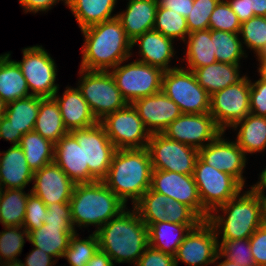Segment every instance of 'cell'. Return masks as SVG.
Returning a JSON list of instances; mask_svg holds the SVG:
<instances>
[{
  "mask_svg": "<svg viewBox=\"0 0 266 266\" xmlns=\"http://www.w3.org/2000/svg\"><path fill=\"white\" fill-rule=\"evenodd\" d=\"M80 68L92 71H110L132 54V41L127 37L117 18L97 23L82 30Z\"/></svg>",
  "mask_w": 266,
  "mask_h": 266,
  "instance_id": "obj_1",
  "label": "cell"
},
{
  "mask_svg": "<svg viewBox=\"0 0 266 266\" xmlns=\"http://www.w3.org/2000/svg\"><path fill=\"white\" fill-rule=\"evenodd\" d=\"M132 211V212H131ZM124 209L109 220L95 234L99 249L105 252L114 263H130L134 266L149 246L148 227L138 212Z\"/></svg>",
  "mask_w": 266,
  "mask_h": 266,
  "instance_id": "obj_2",
  "label": "cell"
},
{
  "mask_svg": "<svg viewBox=\"0 0 266 266\" xmlns=\"http://www.w3.org/2000/svg\"><path fill=\"white\" fill-rule=\"evenodd\" d=\"M152 164L147 148L117 149L102 180L125 204L134 205L151 188Z\"/></svg>",
  "mask_w": 266,
  "mask_h": 266,
  "instance_id": "obj_3",
  "label": "cell"
},
{
  "mask_svg": "<svg viewBox=\"0 0 266 266\" xmlns=\"http://www.w3.org/2000/svg\"><path fill=\"white\" fill-rule=\"evenodd\" d=\"M69 203L76 232L77 227L82 229L89 225H94L98 230L127 208V204L103 181L75 184Z\"/></svg>",
  "mask_w": 266,
  "mask_h": 266,
  "instance_id": "obj_4",
  "label": "cell"
},
{
  "mask_svg": "<svg viewBox=\"0 0 266 266\" xmlns=\"http://www.w3.org/2000/svg\"><path fill=\"white\" fill-rule=\"evenodd\" d=\"M217 207L208 218L219 239H247L262 226L259 197L250 188ZM222 211L223 215L219 214Z\"/></svg>",
  "mask_w": 266,
  "mask_h": 266,
  "instance_id": "obj_5",
  "label": "cell"
},
{
  "mask_svg": "<svg viewBox=\"0 0 266 266\" xmlns=\"http://www.w3.org/2000/svg\"><path fill=\"white\" fill-rule=\"evenodd\" d=\"M79 74L81 76L77 87L98 122L129 104L122 96L110 71L80 68Z\"/></svg>",
  "mask_w": 266,
  "mask_h": 266,
  "instance_id": "obj_6",
  "label": "cell"
},
{
  "mask_svg": "<svg viewBox=\"0 0 266 266\" xmlns=\"http://www.w3.org/2000/svg\"><path fill=\"white\" fill-rule=\"evenodd\" d=\"M162 91L173 100L182 113L202 114L210 110V95L197 82L194 73L175 66L164 71Z\"/></svg>",
  "mask_w": 266,
  "mask_h": 266,
  "instance_id": "obj_7",
  "label": "cell"
},
{
  "mask_svg": "<svg viewBox=\"0 0 266 266\" xmlns=\"http://www.w3.org/2000/svg\"><path fill=\"white\" fill-rule=\"evenodd\" d=\"M193 177L202 207L209 214L244 190L236 178L208 165L200 157L196 161Z\"/></svg>",
  "mask_w": 266,
  "mask_h": 266,
  "instance_id": "obj_8",
  "label": "cell"
},
{
  "mask_svg": "<svg viewBox=\"0 0 266 266\" xmlns=\"http://www.w3.org/2000/svg\"><path fill=\"white\" fill-rule=\"evenodd\" d=\"M124 62H120L111 69L110 73L122 96L129 104L162 90L164 74L162 69L137 60L123 65Z\"/></svg>",
  "mask_w": 266,
  "mask_h": 266,
  "instance_id": "obj_9",
  "label": "cell"
},
{
  "mask_svg": "<svg viewBox=\"0 0 266 266\" xmlns=\"http://www.w3.org/2000/svg\"><path fill=\"white\" fill-rule=\"evenodd\" d=\"M22 61H16L27 81L30 95L53 98L59 90L56 84L57 66L51 55L42 45L22 49Z\"/></svg>",
  "mask_w": 266,
  "mask_h": 266,
  "instance_id": "obj_10",
  "label": "cell"
},
{
  "mask_svg": "<svg viewBox=\"0 0 266 266\" xmlns=\"http://www.w3.org/2000/svg\"><path fill=\"white\" fill-rule=\"evenodd\" d=\"M146 148L152 169L193 175L198 149L171 140L162 133L151 134Z\"/></svg>",
  "mask_w": 266,
  "mask_h": 266,
  "instance_id": "obj_11",
  "label": "cell"
},
{
  "mask_svg": "<svg viewBox=\"0 0 266 266\" xmlns=\"http://www.w3.org/2000/svg\"><path fill=\"white\" fill-rule=\"evenodd\" d=\"M99 123L116 149L147 147L151 134L132 104L108 114Z\"/></svg>",
  "mask_w": 266,
  "mask_h": 266,
  "instance_id": "obj_12",
  "label": "cell"
},
{
  "mask_svg": "<svg viewBox=\"0 0 266 266\" xmlns=\"http://www.w3.org/2000/svg\"><path fill=\"white\" fill-rule=\"evenodd\" d=\"M215 124L225 132L250 113V78L246 77L210 96V110Z\"/></svg>",
  "mask_w": 266,
  "mask_h": 266,
  "instance_id": "obj_13",
  "label": "cell"
},
{
  "mask_svg": "<svg viewBox=\"0 0 266 266\" xmlns=\"http://www.w3.org/2000/svg\"><path fill=\"white\" fill-rule=\"evenodd\" d=\"M148 227L156 222L199 224L202 219L187 205L149 188L133 205Z\"/></svg>",
  "mask_w": 266,
  "mask_h": 266,
  "instance_id": "obj_14",
  "label": "cell"
},
{
  "mask_svg": "<svg viewBox=\"0 0 266 266\" xmlns=\"http://www.w3.org/2000/svg\"><path fill=\"white\" fill-rule=\"evenodd\" d=\"M70 133L84 149L85 166H89V183L102 181L117 150L104 127L98 122L92 127L75 129Z\"/></svg>",
  "mask_w": 266,
  "mask_h": 266,
  "instance_id": "obj_15",
  "label": "cell"
},
{
  "mask_svg": "<svg viewBox=\"0 0 266 266\" xmlns=\"http://www.w3.org/2000/svg\"><path fill=\"white\" fill-rule=\"evenodd\" d=\"M218 253L216 231L208 220H202L187 233L178 247L174 255L175 265L181 261L188 266H208Z\"/></svg>",
  "mask_w": 266,
  "mask_h": 266,
  "instance_id": "obj_16",
  "label": "cell"
},
{
  "mask_svg": "<svg viewBox=\"0 0 266 266\" xmlns=\"http://www.w3.org/2000/svg\"><path fill=\"white\" fill-rule=\"evenodd\" d=\"M151 189L190 207L202 220L209 213L202 207L193 175L153 169Z\"/></svg>",
  "mask_w": 266,
  "mask_h": 266,
  "instance_id": "obj_17",
  "label": "cell"
},
{
  "mask_svg": "<svg viewBox=\"0 0 266 266\" xmlns=\"http://www.w3.org/2000/svg\"><path fill=\"white\" fill-rule=\"evenodd\" d=\"M221 132L208 112L202 114L182 113L162 134L171 140L199 150L212 142Z\"/></svg>",
  "mask_w": 266,
  "mask_h": 266,
  "instance_id": "obj_18",
  "label": "cell"
},
{
  "mask_svg": "<svg viewBox=\"0 0 266 266\" xmlns=\"http://www.w3.org/2000/svg\"><path fill=\"white\" fill-rule=\"evenodd\" d=\"M224 134L225 132H221L212 142L200 148L199 157L215 169L230 174L246 187L243 172L247 156L236 141L225 139Z\"/></svg>",
  "mask_w": 266,
  "mask_h": 266,
  "instance_id": "obj_19",
  "label": "cell"
},
{
  "mask_svg": "<svg viewBox=\"0 0 266 266\" xmlns=\"http://www.w3.org/2000/svg\"><path fill=\"white\" fill-rule=\"evenodd\" d=\"M75 183L53 161L34 172L31 192L45 204L69 203Z\"/></svg>",
  "mask_w": 266,
  "mask_h": 266,
  "instance_id": "obj_20",
  "label": "cell"
},
{
  "mask_svg": "<svg viewBox=\"0 0 266 266\" xmlns=\"http://www.w3.org/2000/svg\"><path fill=\"white\" fill-rule=\"evenodd\" d=\"M144 126L150 132L162 133L182 112L162 90L132 103Z\"/></svg>",
  "mask_w": 266,
  "mask_h": 266,
  "instance_id": "obj_21",
  "label": "cell"
},
{
  "mask_svg": "<svg viewBox=\"0 0 266 266\" xmlns=\"http://www.w3.org/2000/svg\"><path fill=\"white\" fill-rule=\"evenodd\" d=\"M54 162L75 183H89V166H85L84 149L69 132L54 144Z\"/></svg>",
  "mask_w": 266,
  "mask_h": 266,
  "instance_id": "obj_22",
  "label": "cell"
},
{
  "mask_svg": "<svg viewBox=\"0 0 266 266\" xmlns=\"http://www.w3.org/2000/svg\"><path fill=\"white\" fill-rule=\"evenodd\" d=\"M58 92L59 90L53 98L59 105L64 125L69 132L89 128L98 123L78 87H66L62 97Z\"/></svg>",
  "mask_w": 266,
  "mask_h": 266,
  "instance_id": "obj_23",
  "label": "cell"
},
{
  "mask_svg": "<svg viewBox=\"0 0 266 266\" xmlns=\"http://www.w3.org/2000/svg\"><path fill=\"white\" fill-rule=\"evenodd\" d=\"M174 40L165 37L162 33L152 29L138 36L132 41V47L139 46V62L158 67L163 71L173 69L170 67L171 58L175 56Z\"/></svg>",
  "mask_w": 266,
  "mask_h": 266,
  "instance_id": "obj_24",
  "label": "cell"
},
{
  "mask_svg": "<svg viewBox=\"0 0 266 266\" xmlns=\"http://www.w3.org/2000/svg\"><path fill=\"white\" fill-rule=\"evenodd\" d=\"M33 176L19 145L0 151V189H25L33 181Z\"/></svg>",
  "mask_w": 266,
  "mask_h": 266,
  "instance_id": "obj_25",
  "label": "cell"
},
{
  "mask_svg": "<svg viewBox=\"0 0 266 266\" xmlns=\"http://www.w3.org/2000/svg\"><path fill=\"white\" fill-rule=\"evenodd\" d=\"M126 10L117 14L127 37L134 41L138 36L152 30L158 7L157 0H128Z\"/></svg>",
  "mask_w": 266,
  "mask_h": 266,
  "instance_id": "obj_26",
  "label": "cell"
},
{
  "mask_svg": "<svg viewBox=\"0 0 266 266\" xmlns=\"http://www.w3.org/2000/svg\"><path fill=\"white\" fill-rule=\"evenodd\" d=\"M76 231L73 224H47L29 233V242L58 261L69 246L70 238Z\"/></svg>",
  "mask_w": 266,
  "mask_h": 266,
  "instance_id": "obj_27",
  "label": "cell"
},
{
  "mask_svg": "<svg viewBox=\"0 0 266 266\" xmlns=\"http://www.w3.org/2000/svg\"><path fill=\"white\" fill-rule=\"evenodd\" d=\"M240 66V64L215 62L205 67L196 68L192 72L197 82L211 96L228 86L238 84L246 77V75L241 76Z\"/></svg>",
  "mask_w": 266,
  "mask_h": 266,
  "instance_id": "obj_28",
  "label": "cell"
},
{
  "mask_svg": "<svg viewBox=\"0 0 266 266\" xmlns=\"http://www.w3.org/2000/svg\"><path fill=\"white\" fill-rule=\"evenodd\" d=\"M11 53L0 55V98L9 104L30 95L27 81Z\"/></svg>",
  "mask_w": 266,
  "mask_h": 266,
  "instance_id": "obj_29",
  "label": "cell"
},
{
  "mask_svg": "<svg viewBox=\"0 0 266 266\" xmlns=\"http://www.w3.org/2000/svg\"><path fill=\"white\" fill-rule=\"evenodd\" d=\"M117 0H66V6L71 10L80 30L91 25L116 18L112 14Z\"/></svg>",
  "mask_w": 266,
  "mask_h": 266,
  "instance_id": "obj_30",
  "label": "cell"
},
{
  "mask_svg": "<svg viewBox=\"0 0 266 266\" xmlns=\"http://www.w3.org/2000/svg\"><path fill=\"white\" fill-rule=\"evenodd\" d=\"M198 224L156 222L148 226L149 245L161 252L175 255L187 233Z\"/></svg>",
  "mask_w": 266,
  "mask_h": 266,
  "instance_id": "obj_31",
  "label": "cell"
},
{
  "mask_svg": "<svg viewBox=\"0 0 266 266\" xmlns=\"http://www.w3.org/2000/svg\"><path fill=\"white\" fill-rule=\"evenodd\" d=\"M231 129L238 130L235 141L245 155L263 152L266 149V117L249 113Z\"/></svg>",
  "mask_w": 266,
  "mask_h": 266,
  "instance_id": "obj_32",
  "label": "cell"
},
{
  "mask_svg": "<svg viewBox=\"0 0 266 266\" xmlns=\"http://www.w3.org/2000/svg\"><path fill=\"white\" fill-rule=\"evenodd\" d=\"M34 131L53 144L69 133L64 125L59 105L54 98H43L40 101Z\"/></svg>",
  "mask_w": 266,
  "mask_h": 266,
  "instance_id": "obj_33",
  "label": "cell"
},
{
  "mask_svg": "<svg viewBox=\"0 0 266 266\" xmlns=\"http://www.w3.org/2000/svg\"><path fill=\"white\" fill-rule=\"evenodd\" d=\"M184 43L187 44L186 58H183L182 61L186 60L187 69L193 71L196 68L217 62L211 40V29L189 33Z\"/></svg>",
  "mask_w": 266,
  "mask_h": 266,
  "instance_id": "obj_34",
  "label": "cell"
},
{
  "mask_svg": "<svg viewBox=\"0 0 266 266\" xmlns=\"http://www.w3.org/2000/svg\"><path fill=\"white\" fill-rule=\"evenodd\" d=\"M18 145L33 172L54 161V144L34 130L24 134Z\"/></svg>",
  "mask_w": 266,
  "mask_h": 266,
  "instance_id": "obj_35",
  "label": "cell"
},
{
  "mask_svg": "<svg viewBox=\"0 0 266 266\" xmlns=\"http://www.w3.org/2000/svg\"><path fill=\"white\" fill-rule=\"evenodd\" d=\"M42 97L28 96L7 104L5 117L23 135L33 131Z\"/></svg>",
  "mask_w": 266,
  "mask_h": 266,
  "instance_id": "obj_36",
  "label": "cell"
},
{
  "mask_svg": "<svg viewBox=\"0 0 266 266\" xmlns=\"http://www.w3.org/2000/svg\"><path fill=\"white\" fill-rule=\"evenodd\" d=\"M24 189H0V223L4 226H23L29 196Z\"/></svg>",
  "mask_w": 266,
  "mask_h": 266,
  "instance_id": "obj_37",
  "label": "cell"
},
{
  "mask_svg": "<svg viewBox=\"0 0 266 266\" xmlns=\"http://www.w3.org/2000/svg\"><path fill=\"white\" fill-rule=\"evenodd\" d=\"M211 40L217 62L241 64L240 60L248 56L239 33L211 30Z\"/></svg>",
  "mask_w": 266,
  "mask_h": 266,
  "instance_id": "obj_38",
  "label": "cell"
},
{
  "mask_svg": "<svg viewBox=\"0 0 266 266\" xmlns=\"http://www.w3.org/2000/svg\"><path fill=\"white\" fill-rule=\"evenodd\" d=\"M98 249V238L95 232L87 239L79 238V233L75 232L62 258H65L70 266H86Z\"/></svg>",
  "mask_w": 266,
  "mask_h": 266,
  "instance_id": "obj_39",
  "label": "cell"
},
{
  "mask_svg": "<svg viewBox=\"0 0 266 266\" xmlns=\"http://www.w3.org/2000/svg\"><path fill=\"white\" fill-rule=\"evenodd\" d=\"M154 30L171 39H180L183 42L189 34L187 20L184 16L172 10L157 7Z\"/></svg>",
  "mask_w": 266,
  "mask_h": 266,
  "instance_id": "obj_40",
  "label": "cell"
},
{
  "mask_svg": "<svg viewBox=\"0 0 266 266\" xmlns=\"http://www.w3.org/2000/svg\"><path fill=\"white\" fill-rule=\"evenodd\" d=\"M3 230L0 232L1 262L20 260L17 257L20 256L23 250L25 244L24 238L29 241L28 231L23 226H4Z\"/></svg>",
  "mask_w": 266,
  "mask_h": 266,
  "instance_id": "obj_41",
  "label": "cell"
},
{
  "mask_svg": "<svg viewBox=\"0 0 266 266\" xmlns=\"http://www.w3.org/2000/svg\"><path fill=\"white\" fill-rule=\"evenodd\" d=\"M242 45L254 51L257 58L266 53V17L255 16L241 23Z\"/></svg>",
  "mask_w": 266,
  "mask_h": 266,
  "instance_id": "obj_42",
  "label": "cell"
},
{
  "mask_svg": "<svg viewBox=\"0 0 266 266\" xmlns=\"http://www.w3.org/2000/svg\"><path fill=\"white\" fill-rule=\"evenodd\" d=\"M221 240V242H220ZM218 239L219 254L222 258L241 266H255L249 238L247 239Z\"/></svg>",
  "mask_w": 266,
  "mask_h": 266,
  "instance_id": "obj_43",
  "label": "cell"
},
{
  "mask_svg": "<svg viewBox=\"0 0 266 266\" xmlns=\"http://www.w3.org/2000/svg\"><path fill=\"white\" fill-rule=\"evenodd\" d=\"M209 29L240 33L241 22L226 0H220L209 19Z\"/></svg>",
  "mask_w": 266,
  "mask_h": 266,
  "instance_id": "obj_44",
  "label": "cell"
},
{
  "mask_svg": "<svg viewBox=\"0 0 266 266\" xmlns=\"http://www.w3.org/2000/svg\"><path fill=\"white\" fill-rule=\"evenodd\" d=\"M220 0H194L190 14L186 16L189 33L209 29V19Z\"/></svg>",
  "mask_w": 266,
  "mask_h": 266,
  "instance_id": "obj_45",
  "label": "cell"
},
{
  "mask_svg": "<svg viewBox=\"0 0 266 266\" xmlns=\"http://www.w3.org/2000/svg\"><path fill=\"white\" fill-rule=\"evenodd\" d=\"M47 206L46 204L31 190L27 199L26 213L23 222V227L30 233L33 230L39 229L46 219Z\"/></svg>",
  "mask_w": 266,
  "mask_h": 266,
  "instance_id": "obj_46",
  "label": "cell"
},
{
  "mask_svg": "<svg viewBox=\"0 0 266 266\" xmlns=\"http://www.w3.org/2000/svg\"><path fill=\"white\" fill-rule=\"evenodd\" d=\"M242 23L255 16L266 17V0H226Z\"/></svg>",
  "mask_w": 266,
  "mask_h": 266,
  "instance_id": "obj_47",
  "label": "cell"
},
{
  "mask_svg": "<svg viewBox=\"0 0 266 266\" xmlns=\"http://www.w3.org/2000/svg\"><path fill=\"white\" fill-rule=\"evenodd\" d=\"M250 113L266 117V79L250 80Z\"/></svg>",
  "mask_w": 266,
  "mask_h": 266,
  "instance_id": "obj_48",
  "label": "cell"
},
{
  "mask_svg": "<svg viewBox=\"0 0 266 266\" xmlns=\"http://www.w3.org/2000/svg\"><path fill=\"white\" fill-rule=\"evenodd\" d=\"M135 266H176L174 256L150 245L144 250Z\"/></svg>",
  "mask_w": 266,
  "mask_h": 266,
  "instance_id": "obj_49",
  "label": "cell"
},
{
  "mask_svg": "<svg viewBox=\"0 0 266 266\" xmlns=\"http://www.w3.org/2000/svg\"><path fill=\"white\" fill-rule=\"evenodd\" d=\"M255 266H266V227L260 226L249 238Z\"/></svg>",
  "mask_w": 266,
  "mask_h": 266,
  "instance_id": "obj_50",
  "label": "cell"
},
{
  "mask_svg": "<svg viewBox=\"0 0 266 266\" xmlns=\"http://www.w3.org/2000/svg\"><path fill=\"white\" fill-rule=\"evenodd\" d=\"M44 223L73 224L70 203H53L47 205V215Z\"/></svg>",
  "mask_w": 266,
  "mask_h": 266,
  "instance_id": "obj_51",
  "label": "cell"
},
{
  "mask_svg": "<svg viewBox=\"0 0 266 266\" xmlns=\"http://www.w3.org/2000/svg\"><path fill=\"white\" fill-rule=\"evenodd\" d=\"M53 258L54 257L37 247H33L28 256L26 255L25 262L22 263L24 266H53L57 263V260Z\"/></svg>",
  "mask_w": 266,
  "mask_h": 266,
  "instance_id": "obj_52",
  "label": "cell"
},
{
  "mask_svg": "<svg viewBox=\"0 0 266 266\" xmlns=\"http://www.w3.org/2000/svg\"><path fill=\"white\" fill-rule=\"evenodd\" d=\"M59 1H63L64 5H66V0H19V4L25 13L31 12L36 14L41 11H49Z\"/></svg>",
  "mask_w": 266,
  "mask_h": 266,
  "instance_id": "obj_53",
  "label": "cell"
},
{
  "mask_svg": "<svg viewBox=\"0 0 266 266\" xmlns=\"http://www.w3.org/2000/svg\"><path fill=\"white\" fill-rule=\"evenodd\" d=\"M157 3L159 7L177 12L186 18L190 14L194 0H157Z\"/></svg>",
  "mask_w": 266,
  "mask_h": 266,
  "instance_id": "obj_54",
  "label": "cell"
},
{
  "mask_svg": "<svg viewBox=\"0 0 266 266\" xmlns=\"http://www.w3.org/2000/svg\"><path fill=\"white\" fill-rule=\"evenodd\" d=\"M23 134L17 131L12 125L9 119L3 116L0 119V139L10 141L12 145H18Z\"/></svg>",
  "mask_w": 266,
  "mask_h": 266,
  "instance_id": "obj_55",
  "label": "cell"
},
{
  "mask_svg": "<svg viewBox=\"0 0 266 266\" xmlns=\"http://www.w3.org/2000/svg\"><path fill=\"white\" fill-rule=\"evenodd\" d=\"M112 259L100 249L93 255L86 266H114Z\"/></svg>",
  "mask_w": 266,
  "mask_h": 266,
  "instance_id": "obj_56",
  "label": "cell"
},
{
  "mask_svg": "<svg viewBox=\"0 0 266 266\" xmlns=\"http://www.w3.org/2000/svg\"><path fill=\"white\" fill-rule=\"evenodd\" d=\"M258 178L259 181L250 186V189L258 196H266V192H264L266 190V168L262 170Z\"/></svg>",
  "mask_w": 266,
  "mask_h": 266,
  "instance_id": "obj_57",
  "label": "cell"
},
{
  "mask_svg": "<svg viewBox=\"0 0 266 266\" xmlns=\"http://www.w3.org/2000/svg\"><path fill=\"white\" fill-rule=\"evenodd\" d=\"M259 67H258V74L259 76H262L264 79H266V53L261 54L258 58Z\"/></svg>",
  "mask_w": 266,
  "mask_h": 266,
  "instance_id": "obj_58",
  "label": "cell"
},
{
  "mask_svg": "<svg viewBox=\"0 0 266 266\" xmlns=\"http://www.w3.org/2000/svg\"><path fill=\"white\" fill-rule=\"evenodd\" d=\"M261 205V222L266 227V196H258Z\"/></svg>",
  "mask_w": 266,
  "mask_h": 266,
  "instance_id": "obj_59",
  "label": "cell"
},
{
  "mask_svg": "<svg viewBox=\"0 0 266 266\" xmlns=\"http://www.w3.org/2000/svg\"><path fill=\"white\" fill-rule=\"evenodd\" d=\"M220 259H222V256L218 253L216 258H215V261L212 264H216L215 266H241L237 263H234V262L227 260L226 258H225V260H223L219 263L218 260H220Z\"/></svg>",
  "mask_w": 266,
  "mask_h": 266,
  "instance_id": "obj_60",
  "label": "cell"
},
{
  "mask_svg": "<svg viewBox=\"0 0 266 266\" xmlns=\"http://www.w3.org/2000/svg\"><path fill=\"white\" fill-rule=\"evenodd\" d=\"M1 266H24L22 260L3 262Z\"/></svg>",
  "mask_w": 266,
  "mask_h": 266,
  "instance_id": "obj_61",
  "label": "cell"
},
{
  "mask_svg": "<svg viewBox=\"0 0 266 266\" xmlns=\"http://www.w3.org/2000/svg\"><path fill=\"white\" fill-rule=\"evenodd\" d=\"M7 104L0 98V119L5 115Z\"/></svg>",
  "mask_w": 266,
  "mask_h": 266,
  "instance_id": "obj_62",
  "label": "cell"
}]
</instances>
